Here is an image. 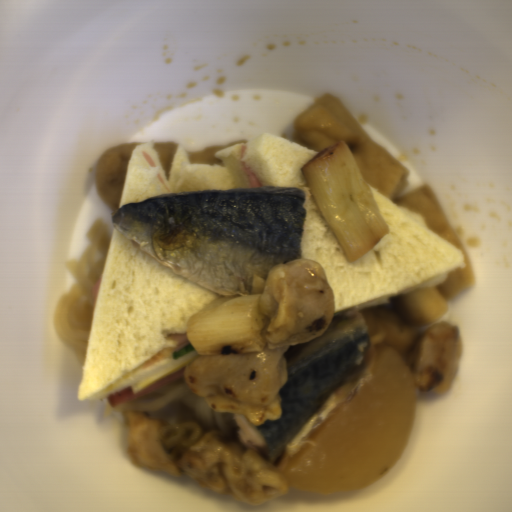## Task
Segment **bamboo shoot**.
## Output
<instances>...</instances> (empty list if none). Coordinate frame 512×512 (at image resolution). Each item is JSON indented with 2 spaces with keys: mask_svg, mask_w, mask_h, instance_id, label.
<instances>
[{
  "mask_svg": "<svg viewBox=\"0 0 512 512\" xmlns=\"http://www.w3.org/2000/svg\"><path fill=\"white\" fill-rule=\"evenodd\" d=\"M363 314L369 335L372 359L380 348H395L407 361L408 354L419 336L434 324L421 327L402 326L397 322L386 305H379L356 311Z\"/></svg>",
  "mask_w": 512,
  "mask_h": 512,
  "instance_id": "1",
  "label": "bamboo shoot"
}]
</instances>
